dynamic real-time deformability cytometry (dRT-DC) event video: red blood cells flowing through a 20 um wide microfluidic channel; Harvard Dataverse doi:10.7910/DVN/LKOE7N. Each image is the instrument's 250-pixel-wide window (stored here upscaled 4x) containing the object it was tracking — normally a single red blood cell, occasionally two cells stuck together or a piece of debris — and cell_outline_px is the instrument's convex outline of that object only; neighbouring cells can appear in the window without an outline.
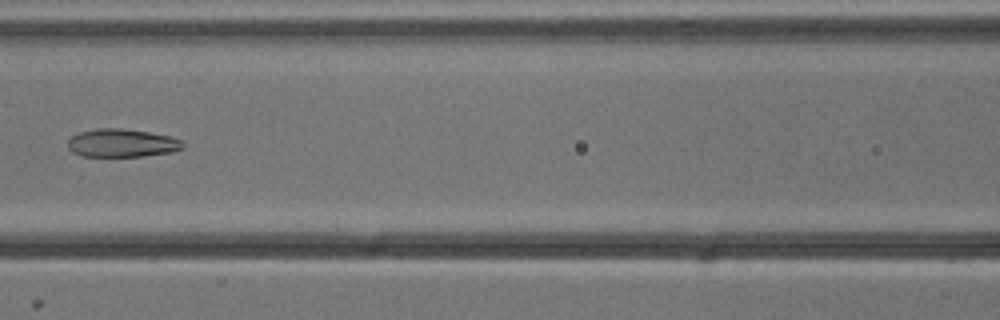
{"species": "common noctule bat (a hibernating species)", "species_latin": "Nyctalus noctula", "temperature_condition": "cold", "stored_images_in_passage": 5, "camera_frame_rate_fps": 3000, "um_per_image_px": 0.085, "animal": {"sex": "male", "body_mass_g": 13.3}, "frame": {"image": 1, "passage_image": 5, "time_ms": 1.333, "image_size_px": [1000, 320], "cell_outline_px": [[184, 148], [172, 152], [144, 156], [80, 156], [72, 152], [68, 148], [68, 140], [72, 136], [80, 132], [96, 128], [120, 128], [148, 132], [168, 136], [184, 140]], "centroid_in_image_um": [10.37, 12.16], "position_along_channel_um": 156.2, "area_um2": 18.96}}